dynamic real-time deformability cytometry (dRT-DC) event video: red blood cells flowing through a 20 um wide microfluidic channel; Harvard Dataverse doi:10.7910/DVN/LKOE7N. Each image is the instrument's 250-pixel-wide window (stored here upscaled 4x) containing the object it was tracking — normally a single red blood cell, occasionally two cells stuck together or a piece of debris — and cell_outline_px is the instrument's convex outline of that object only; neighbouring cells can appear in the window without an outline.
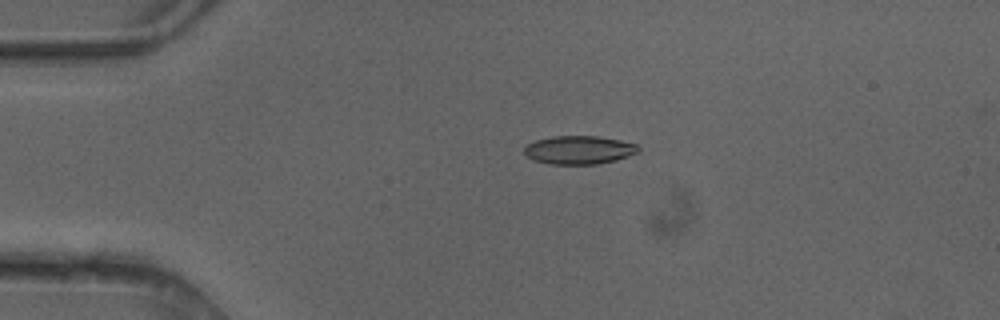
{"species": "common noctule bat (a hibernating species)", "species_latin": "Nyctalus noctula", "temperature_condition": "cold", "stored_images_in_passage": 2, "camera_frame_rate_fps": 3000, "um_per_image_px": 0.085, "animal": {"sex": "female"}, "frame": {"image": 1, "passage_image": 1, "time_ms": 0.0, "image_size_px": [1000, 320], "cell_outline_px": [[640, 152], [616, 160], [596, 164], [548, 164], [536, 160], [528, 156], [524, 152], [524, 144], [536, 140], [552, 136], [596, 136], [620, 140], [636, 144], [640, 148]], "centroid_in_image_um": [49.22, 12.74], "position_along_channel_um": 35.8, "area_um2": 18.9}}
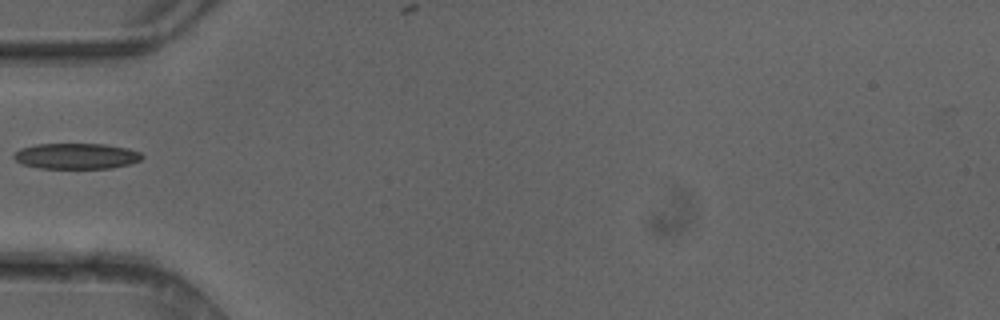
{"frame": {"image": 2, "passage_image": 2, "time_ms": 0.333, "image_size_px": [1000, 320], "cell_outline_px": [[144, 156], [140, 160], [128, 164], [112, 168], [40, 168], [24, 164], [16, 160], [12, 156], [20, 148], [36, 144], [104, 144], [128, 148], [140, 152]], "centroid_in_image_um": [6.5, 13.26], "position_along_channel_um": 78.5, "area_um2": 19.13}}